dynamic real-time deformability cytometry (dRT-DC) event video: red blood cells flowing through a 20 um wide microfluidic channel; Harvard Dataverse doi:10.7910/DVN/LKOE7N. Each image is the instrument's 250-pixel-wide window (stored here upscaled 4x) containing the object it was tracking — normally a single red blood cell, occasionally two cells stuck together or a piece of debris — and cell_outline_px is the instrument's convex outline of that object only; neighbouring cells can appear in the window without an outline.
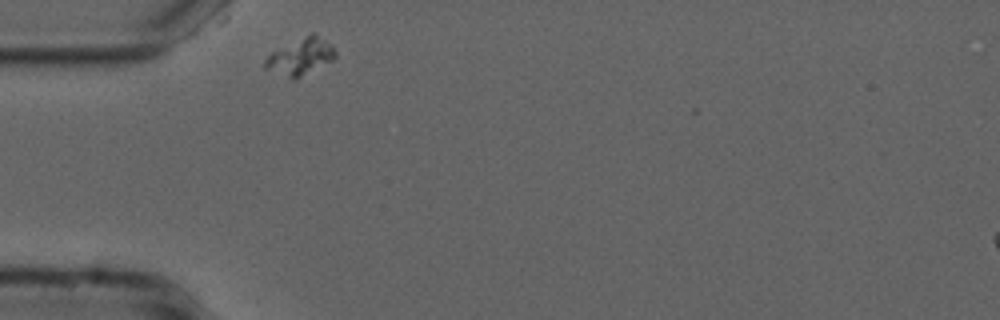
{"species": "common noctule bat (a hibernating species)", "species_latin": "Nyctalus noctula", "temperature_condition": "cold", "stored_images_in_passage": 31, "camera_frame_rate_fps": 3000, "um_per_image_px": 0.085, "animal": {"sex": "male", "forearm_length_mm": 52.5}, "frame": {"image": 1, "passage_image": 1, "time_ms": 0.0, "image_size_px": [1000, 320], "cell_outline_px": [[336, 56], [332, 60], [292, 80], [264, 68], [264, 60], [272, 52], [312, 32], [324, 40], [336, 52]], "centroid_in_image_um": [25.5, 4.83], "position_along_channel_um": 59.5, "area_um2": 14.39}}
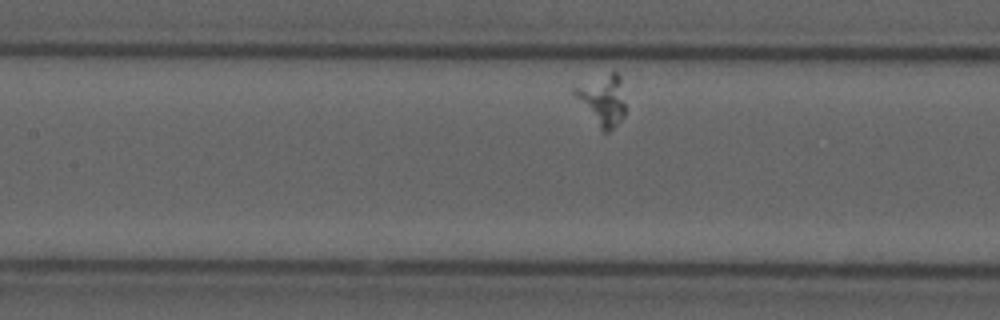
{"frame": {"image": 2, "passage_image": 11, "time_ms": 3.333, "image_size_px": [1000, 320], "cell_outline_px": [[624, 116], [608, 132], [604, 132], [600, 128], [572, 92], [572, 88], [612, 72], [616, 72], [620, 76], [624, 104]], "centroid_in_image_um": [51.23, 8.49], "position_along_channel_um": 156.2, "area_um2": 14.22}}
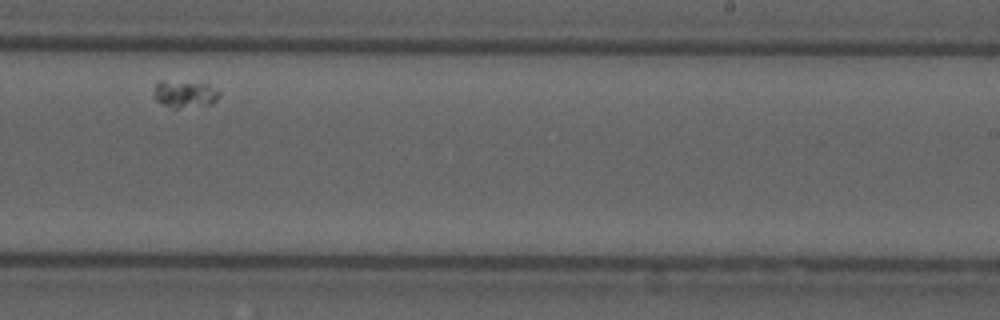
{"frame": {"image": 3, "passage_image": 22, "time_ms": 7.0, "image_size_px": [1000, 320], "cell_outline_px": [[220, 96], [212, 104], [176, 108], [160, 104], [156, 100], [156, 84], [160, 80], [164, 80], [204, 84], [220, 92]], "centroid_in_image_um": [15.71, 8.0], "position_along_channel_um": 273.3, "area_um2": 10.0}}